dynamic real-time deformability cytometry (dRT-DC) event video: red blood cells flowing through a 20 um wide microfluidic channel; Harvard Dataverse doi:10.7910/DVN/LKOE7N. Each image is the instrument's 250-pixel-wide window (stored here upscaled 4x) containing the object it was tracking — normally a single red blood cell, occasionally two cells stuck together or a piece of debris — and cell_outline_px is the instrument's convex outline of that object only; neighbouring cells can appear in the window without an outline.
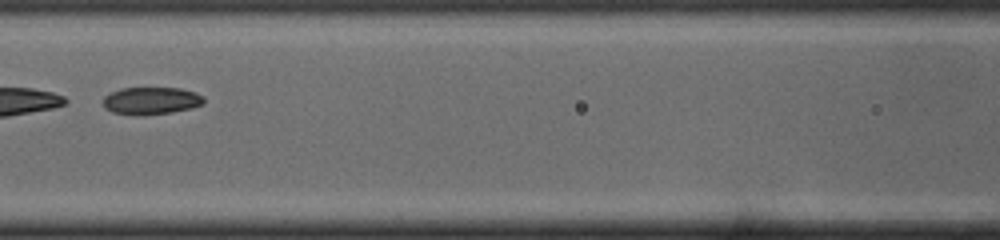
{"species": "common noctule bat (a hibernating species)", "species_latin": "Nyctalus noctula", "temperature_condition": "cold", "stored_images_in_passage": 45, "segment_of_instrument_passage": [2, 2], "camera_frame_rate_fps": 3000, "um_per_image_px": 0.085, "animal": {"sex": "male", "body_mass_g": 19.0, "forearm_length_mm": 50.8}, "frame": {"image": 1, "passage_image": 18, "time_ms": 5.667, "image_size_px": [1000, 240], "cell_outline_px": [[204, 104], [192, 108], [172, 112], [144, 116], [136, 116], [112, 112], [104, 108], [104, 96], [120, 88], [180, 88], [196, 92], [204, 96]], "centroid_in_image_um": [12.87, 8.57], "position_along_channel_um": 153.7, "area_um2": 16.36}}
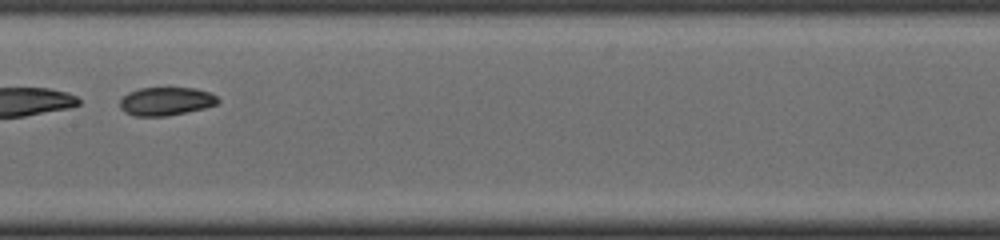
{"frame": {"image": 2, "passage_image": 21, "time_ms": 6.667, "image_size_px": [1000, 240], "cell_outline_px": [[220, 100], [216, 104], [204, 108], [164, 116], [136, 116], [124, 112], [120, 108], [120, 100], [128, 92], [140, 88], [196, 88], [208, 92], [216, 96]], "centroid_in_image_um": [14.08, 8.6], "position_along_channel_um": 193.3, "area_um2": 16.01}}